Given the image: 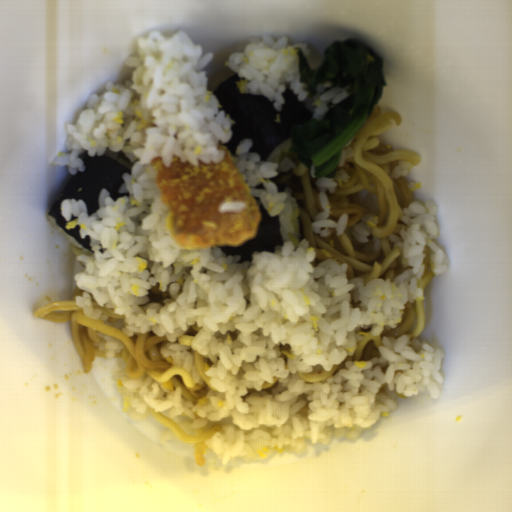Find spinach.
Returning a JSON list of instances; mask_svg holds the SVG:
<instances>
[{
    "instance_id": "cb11ae35",
    "label": "spinach",
    "mask_w": 512,
    "mask_h": 512,
    "mask_svg": "<svg viewBox=\"0 0 512 512\" xmlns=\"http://www.w3.org/2000/svg\"><path fill=\"white\" fill-rule=\"evenodd\" d=\"M297 64L304 90L316 96L324 81L336 87H348L340 103L332 105L325 119L297 124L293 135L299 153L314 165V175L332 173L344 148L362 130L386 87L382 57L361 39L337 38L324 48V60L313 68L308 58L298 52Z\"/></svg>"
}]
</instances>
